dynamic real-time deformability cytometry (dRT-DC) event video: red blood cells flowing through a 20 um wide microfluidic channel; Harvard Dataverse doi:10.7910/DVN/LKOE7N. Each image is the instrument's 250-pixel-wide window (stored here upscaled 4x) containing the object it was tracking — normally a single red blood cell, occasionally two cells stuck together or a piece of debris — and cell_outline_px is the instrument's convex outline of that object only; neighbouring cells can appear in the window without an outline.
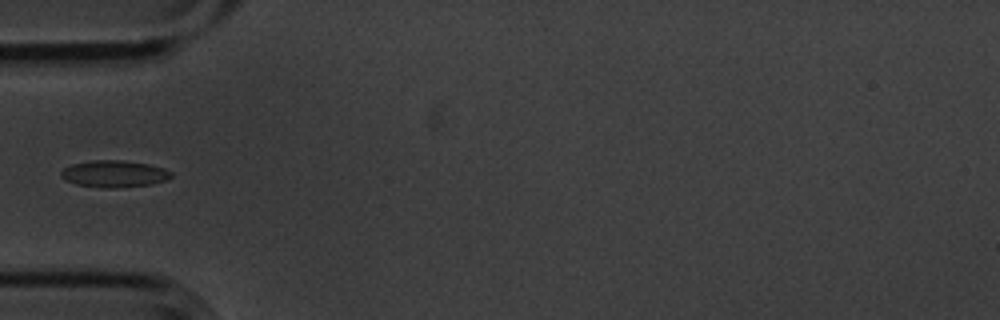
{"species": "common noctule bat (a hibernating species)", "species_latin": "Nyctalus noctula", "temperature_condition": "cold", "stored_images_in_passage": 15, "camera_frame_rate_fps": 3000, "um_per_image_px": 0.085, "animal": {"sex": "male", "body_mass_g": 20.1, "forearm_length_mm": 53.5}, "frame": {"image": 1, "passage_image": 5, "time_ms": 1.333, "image_size_px": [1000, 320], "cell_outline_px": [[172, 176], [168, 180], [152, 184], [116, 188], [104, 188], [76, 184], [64, 180], [60, 176], [60, 172], [64, 168], [72, 164], [92, 160], [124, 160], [148, 164], [164, 168], [172, 172]], "centroid_in_image_um": [9.71, 14.78], "position_along_channel_um": 75.3, "area_um2": 17.4}}
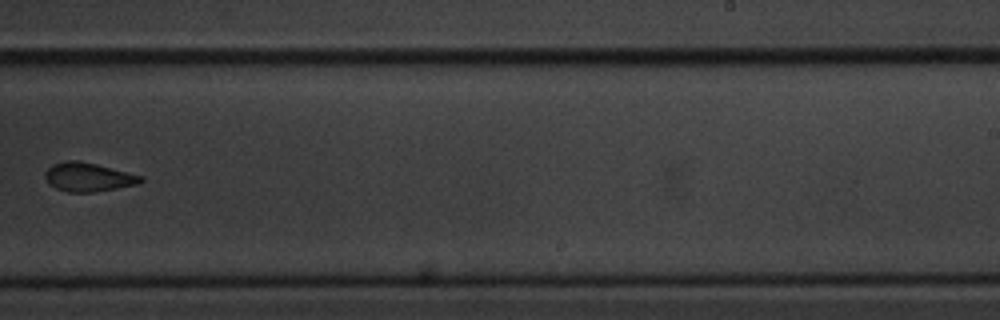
{"frame": {"image": 2, "passage_image": 10, "time_ms": 3.0, "image_size_px": [1000, 320], "cell_outline_px": [[144, 180], [136, 184], [116, 188], [92, 192], [68, 192], [56, 188], [48, 184], [44, 176], [44, 172], [52, 164], [68, 160], [80, 160], [144, 176]], "centroid_in_image_um": [7.47, 15.04], "position_along_channel_um": 281.5, "area_um2": 16.07}}
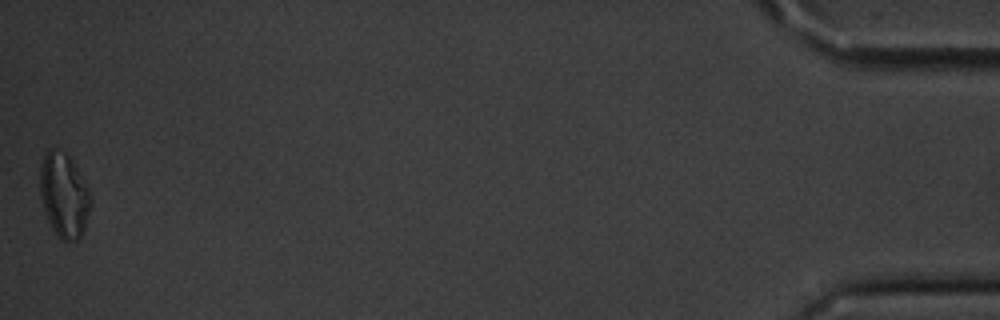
{"frame": {"image": 3, "passage_image": 15, "time_ms": 4.667, "image_size_px": [1000, 320], "cell_outline_px": [[92, 200], [84, 232], [76, 240], [60, 240], [56, 236], [48, 220], [44, 208], [40, 192], [40, 168], [44, 156], [48, 148], [56, 148], [64, 152], [68, 156], [88, 184], [92, 196]], "centroid_in_image_um": [5.46, 16.6], "position_along_channel_um": 429.7, "area_um2": 25.09}}